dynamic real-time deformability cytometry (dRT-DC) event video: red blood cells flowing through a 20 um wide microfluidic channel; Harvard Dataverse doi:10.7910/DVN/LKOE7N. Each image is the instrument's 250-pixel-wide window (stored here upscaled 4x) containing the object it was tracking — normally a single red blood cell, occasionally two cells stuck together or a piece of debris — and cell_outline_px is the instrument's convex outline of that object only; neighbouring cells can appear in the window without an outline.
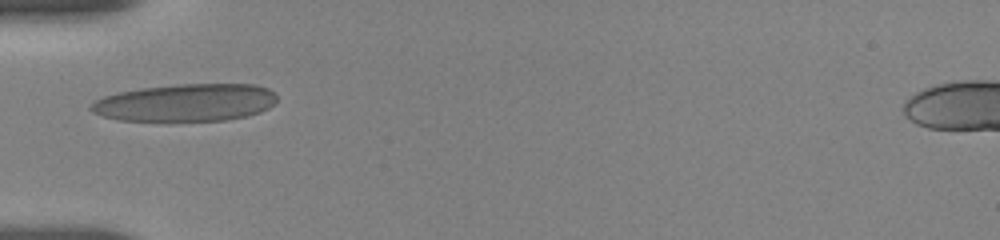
{"species": "human", "species_latin": "Homo sapiens", "temperature_condition": "room temperature", "stored_images_in_passage": 36, "camera_frame_rate_fps": 3000, "um_per_image_px": 0.085, "donor": {"sex": "female"}, "frame": {"image": 1, "passage_image": 1, "time_ms": 0.0, "image_size_px": [1000, 240], "cell_outline_px": [[276, 100], [268, 108], [260, 112], [244, 116], [224, 120], [116, 120], [100, 116], [92, 112], [88, 108], [96, 100], [104, 96], [120, 92], [140, 88], [180, 84], [256, 84], [268, 88], [276, 92]], "centroid_in_image_um": [15.78, 8.71], "position_along_channel_um": 69.2, "area_um2": 40.46}}
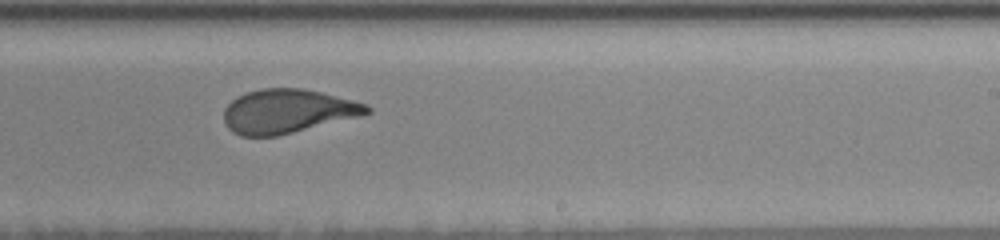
{"frame": {"image": 2, "passage_image": 19, "time_ms": 5.333, "image_size_px": [1000, 240], "cell_outline_px": [[372, 112], [360, 116], [276, 136], [240, 136], [232, 132], [224, 124], [224, 108], [236, 96], [248, 92], [264, 88], [300, 88], [320, 92], [368, 104], [372, 108]], "centroid_in_image_um": [24.42, 9.46], "position_along_channel_um": 264.6, "area_um2": 36.53}}
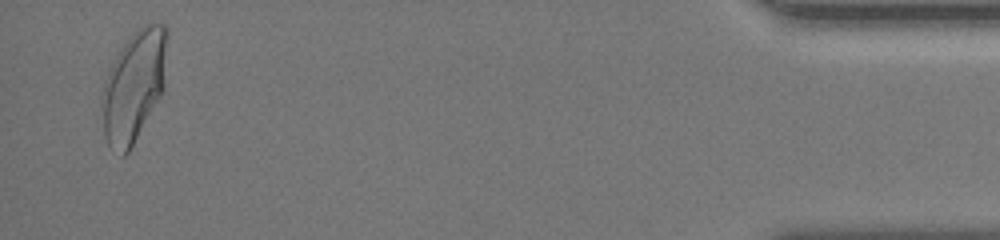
{"frame": {"image": 3, "passage_image": 34, "time_ms": 11.667, "image_size_px": [1000, 240], "cell_outline_px": [[168, 36], [164, 92], [128, 152], [124, 156], [120, 156], [108, 144], [104, 136], [104, 80], [116, 56], [124, 44], [144, 24], [164, 24], [168, 28]], "centroid_in_image_um": [11.44, 7.3], "position_along_channel_um": 423.8, "area_um2": 41.67}, "authors_computed_cell_mechanics": {"area_um2": 37.3966, "velocity_mm_per_s": 3.676, "shape_relaxation_time_tau1_ms": 5.9823, "shape_relaxation_time_tau2_ms": 0.9824, "deformation_change_tau1": 0.2063, "deformation_change_tau2": 0.0894}}